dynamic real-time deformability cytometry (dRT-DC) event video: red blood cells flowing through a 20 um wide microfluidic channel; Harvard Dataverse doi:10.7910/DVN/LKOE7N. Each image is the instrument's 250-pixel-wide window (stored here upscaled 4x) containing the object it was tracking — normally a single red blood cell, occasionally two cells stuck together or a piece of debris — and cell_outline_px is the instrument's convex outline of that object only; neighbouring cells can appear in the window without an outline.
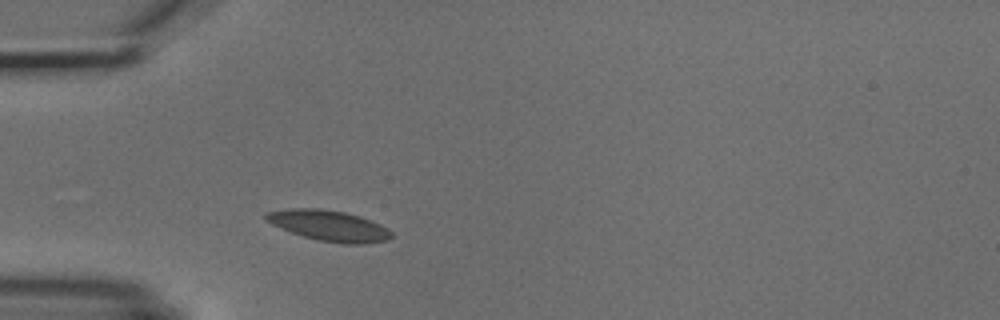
{"species": "common noctule bat (a hibernating species)", "species_latin": "Nyctalus noctula", "temperature_condition": "cold", "stored_images_in_passage": 1, "camera_frame_rate_fps": 3000, "um_per_image_px": 0.085, "animal": {"sex": "male", "body_mass_g": 18.8}, "frame": {"image": 1, "passage_image": 1, "time_ms": 0.0, "image_size_px": [1000, 320], "cell_outline_px": [[392, 236], [388, 240], [364, 244], [344, 244], [316, 240], [280, 228], [264, 220], [264, 212], [288, 208], [320, 208], [344, 212], [360, 216], [380, 224], [388, 228], [392, 232]], "centroid_in_image_um": [27.94, 19.17], "position_along_channel_um": 57.1, "area_um2": 22.66}}